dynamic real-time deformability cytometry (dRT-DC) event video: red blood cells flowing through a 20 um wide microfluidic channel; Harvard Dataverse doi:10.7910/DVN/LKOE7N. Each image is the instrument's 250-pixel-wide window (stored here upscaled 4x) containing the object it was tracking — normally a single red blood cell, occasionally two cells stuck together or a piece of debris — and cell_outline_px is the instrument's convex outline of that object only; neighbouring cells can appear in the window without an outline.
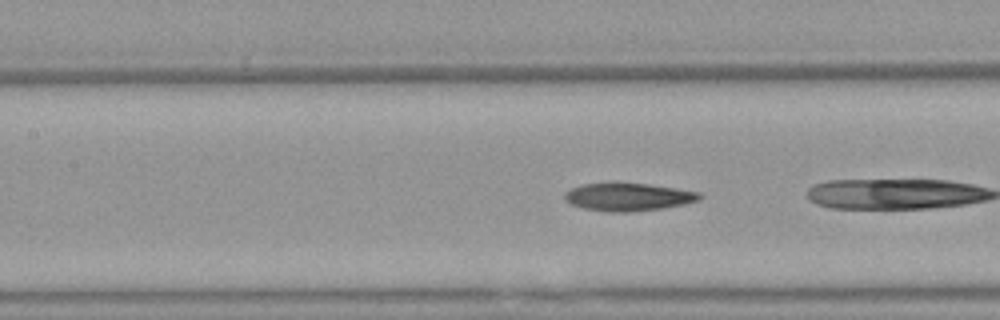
{"species": "Egyptian fruit bat (a non-hibernating species)", "species_latin": "Rousettus aegyptiacus", "temperature_condition": "warm", "stored_images_in_passage": 25, "camera_frame_rate_fps": 3000, "um_per_image_px": 0.085, "animal": {"sex": "female"}, "frame": {"image": 1, "passage_image": 18, "time_ms": 5.667, "image_size_px": [1000, 320], "cell_outline_px": [[704, 196], [700, 200], [684, 204], [660, 208], [628, 212], [608, 212], [580, 208], [564, 200], [564, 192], [572, 188], [584, 184], [648, 184], [676, 188], [700, 192]], "centroid_in_image_um": [53.4, 16.75], "position_along_channel_um": 154.0, "area_um2": 21.68}}